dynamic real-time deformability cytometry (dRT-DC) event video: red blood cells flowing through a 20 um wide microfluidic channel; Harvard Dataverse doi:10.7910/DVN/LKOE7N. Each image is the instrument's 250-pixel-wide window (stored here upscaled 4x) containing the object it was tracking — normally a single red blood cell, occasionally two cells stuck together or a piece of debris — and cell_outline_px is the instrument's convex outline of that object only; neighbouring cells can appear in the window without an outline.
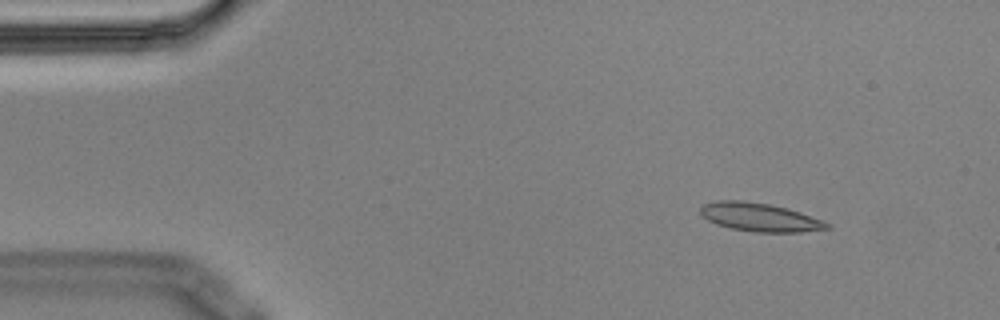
{"species": "Egyptian fruit bat (a non-hibernating species)", "species_latin": "Rousettus aegyptiacus", "temperature_condition": "cold", "stored_images_in_passage": 4, "camera_frame_rate_fps": 3000, "um_per_image_px": 0.085, "animal": {"sex": "male"}, "frame": {"image": 1, "passage_image": 2, "time_ms": 0.333, "image_size_px": [1000, 320], "cell_outline_px": [[832, 228], [800, 232], [756, 232], [728, 228], [716, 224], [700, 216], [700, 208], [704, 204], [716, 200], [740, 200], [768, 204], [788, 208], [824, 220], [832, 224]], "centroid_in_image_um": [64.59, 18.47], "position_along_channel_um": 20.4, "area_um2": 21.21}}